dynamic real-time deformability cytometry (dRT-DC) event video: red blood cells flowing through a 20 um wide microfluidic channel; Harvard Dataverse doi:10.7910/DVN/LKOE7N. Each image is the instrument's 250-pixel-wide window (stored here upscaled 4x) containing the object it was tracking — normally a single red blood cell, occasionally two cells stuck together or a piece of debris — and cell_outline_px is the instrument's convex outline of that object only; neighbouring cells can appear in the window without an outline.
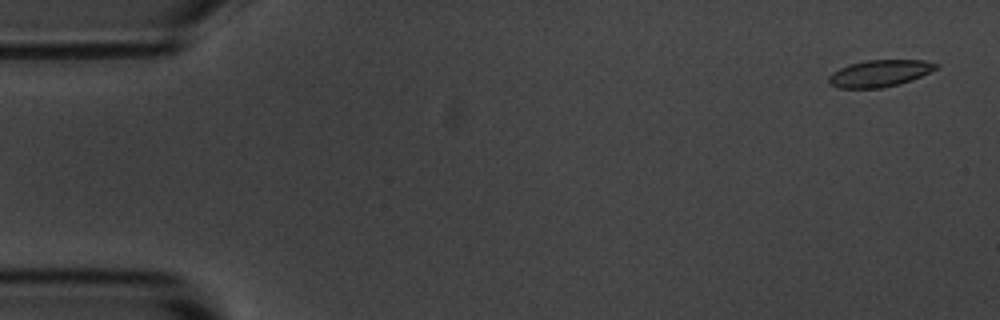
{"species": "common noctule bat (a hibernating species)", "species_latin": "Nyctalus noctula", "temperature_condition": "room temperature", "stored_images_in_passage": 6, "camera_frame_rate_fps": 3000, "um_per_image_px": 0.085, "animal": {"sex": "male", "body_mass_g": 20.1, "forearm_length_mm": 53.5}, "frame": {"image": 1, "passage_image": 1, "time_ms": 0.0, "image_size_px": [1000, 320], "cell_outline_px": [[940, 64], [936, 68], [920, 76], [896, 84], [880, 88], [840, 88], [832, 84], [828, 80], [828, 76], [832, 72], [848, 64], [864, 60], [924, 60]], "centroid_in_image_um": [74.73, 6.21], "position_along_channel_um": 10.3, "area_um2": 16.47}}
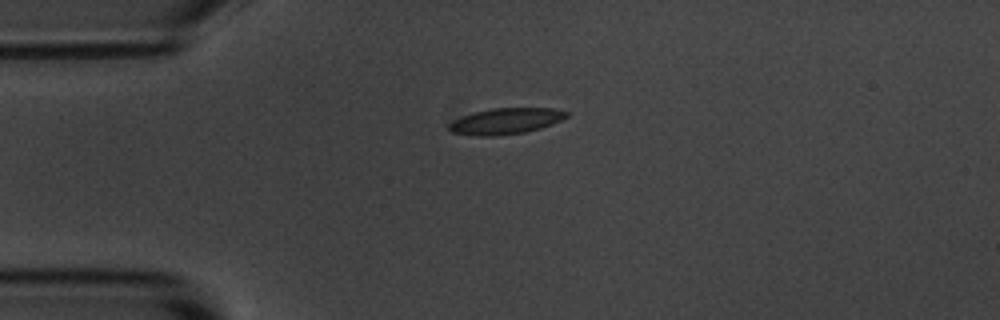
{"frame": {"image": 2, "passage_image": 4, "time_ms": 3.667, "image_size_px": [1000, 320], "cell_outline_px": [[568, 116], [552, 124], [540, 128], [524, 132], [496, 136], [476, 136], [452, 132], [448, 128], [448, 124], [464, 116], [476, 112], [492, 108], [552, 108], [568, 112]], "centroid_in_image_um": [43.0, 10.3], "position_along_channel_um": 42.0, "area_um2": 17.57}}